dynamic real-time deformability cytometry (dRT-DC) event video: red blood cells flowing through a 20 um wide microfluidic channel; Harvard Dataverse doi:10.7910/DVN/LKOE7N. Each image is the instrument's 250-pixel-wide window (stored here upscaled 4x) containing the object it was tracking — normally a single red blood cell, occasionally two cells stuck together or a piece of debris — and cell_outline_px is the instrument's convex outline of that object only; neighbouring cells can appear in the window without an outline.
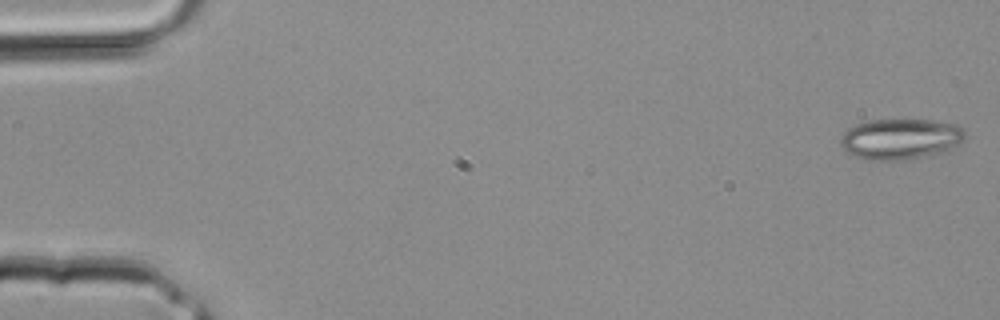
{"species": "common noctule bat (a hibernating species)", "species_latin": "Nyctalus noctula", "temperature_condition": "room temperature", "stored_images_in_passage": 3, "camera_frame_rate_fps": 3000, "um_per_image_px": 0.085, "animal": {"sex": "male", "body_mass_g": 20.4}, "frame": {"image": 1, "passage_image": 3, "time_ms": 0.667, "image_size_px": [1000, 320], "cell_outline_px": [[968, 136], [960, 144], [948, 152], [900, 160], [864, 160], [852, 156], [840, 148], [840, 136], [848, 128], [856, 124], [868, 120], [928, 120], [952, 124], [964, 128]], "centroid_in_image_um": [76.53, 11.83], "position_along_channel_um": 8.5, "area_um2": 30.11}}